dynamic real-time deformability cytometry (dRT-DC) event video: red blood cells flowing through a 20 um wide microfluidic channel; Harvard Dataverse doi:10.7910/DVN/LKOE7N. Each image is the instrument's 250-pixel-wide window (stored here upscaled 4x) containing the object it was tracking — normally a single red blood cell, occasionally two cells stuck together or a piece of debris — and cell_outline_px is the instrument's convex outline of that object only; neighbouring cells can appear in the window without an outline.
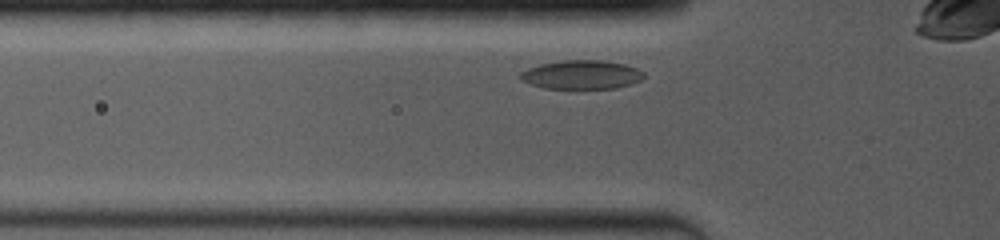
{"species": "common noctule bat (a hibernating species)", "species_latin": "Nyctalus noctula", "temperature_condition": "room temperature", "stored_images_in_passage": 51, "camera_frame_rate_fps": 4000, "um_per_image_px": 0.085, "animal": {"sex": "female", "body_mass_g": 19.0, "forearm_length_mm": 53.3}, "frame": {"image": 1, "passage_image": 2, "time_ms": 0.25, "image_size_px": [1000, 240], "cell_outline_px": [[644, 76], [640, 80], [632, 84], [616, 88], [544, 88], [520, 80], [520, 72], [528, 68], [540, 64], [564, 60], [600, 60], [624, 64], [636, 68], [644, 72]], "centroid_in_image_um": [49.43, 6.34], "position_along_channel_um": 76.4, "area_um2": 20.63}}
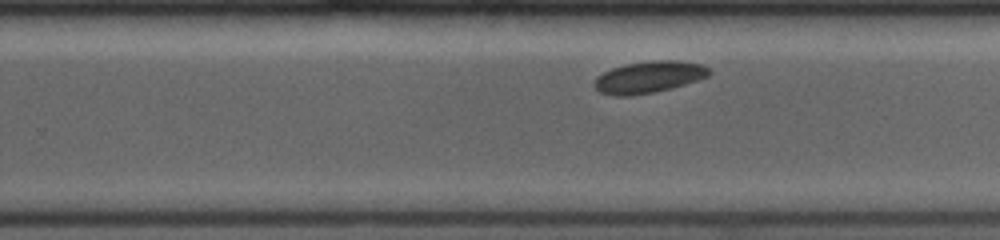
{"frame": {"image": 2, "passage_image": 29, "time_ms": 5.5, "image_size_px": [1000, 240], "cell_outline_px": [[712, 72], [708, 76], [672, 88], [652, 92], [628, 96], [616, 96], [600, 92], [592, 84], [596, 76], [612, 68], [624, 64], [652, 60], [680, 60], [704, 64]], "centroid_in_image_um": [55.15, 6.53], "position_along_channel_um": 274.7, "area_um2": 21.33}}
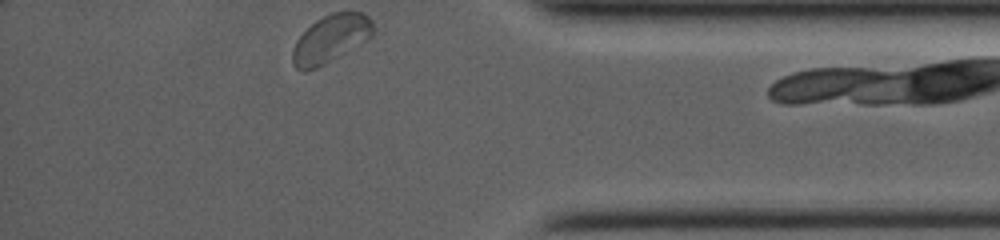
{"frame": {"image": 3, "passage_image": 50, "time_ms": 9.25, "image_size_px": [1000, 240], "cell_outline_px": [[376, 28], [372, 36], [368, 40], [324, 64], [316, 68], [304, 72], [296, 68], [292, 64], [292, 52], [296, 40], [316, 20], [332, 12], [364, 12], [372, 20]], "centroid_in_image_um": [28.14, 3.29], "position_along_channel_um": 407.1, "area_um2": 22.48}, "authors_computed_cell_mechanics": {"area_um2": 21.097, "velocity_mm_per_s": 3.798, "shape_relaxation_time_tau1_ms": 1.2573, "shape_relaxation_time_tau2_ms": null, "deformation_change_tau1": 0.0356, "deformation_change_tau2": null}}